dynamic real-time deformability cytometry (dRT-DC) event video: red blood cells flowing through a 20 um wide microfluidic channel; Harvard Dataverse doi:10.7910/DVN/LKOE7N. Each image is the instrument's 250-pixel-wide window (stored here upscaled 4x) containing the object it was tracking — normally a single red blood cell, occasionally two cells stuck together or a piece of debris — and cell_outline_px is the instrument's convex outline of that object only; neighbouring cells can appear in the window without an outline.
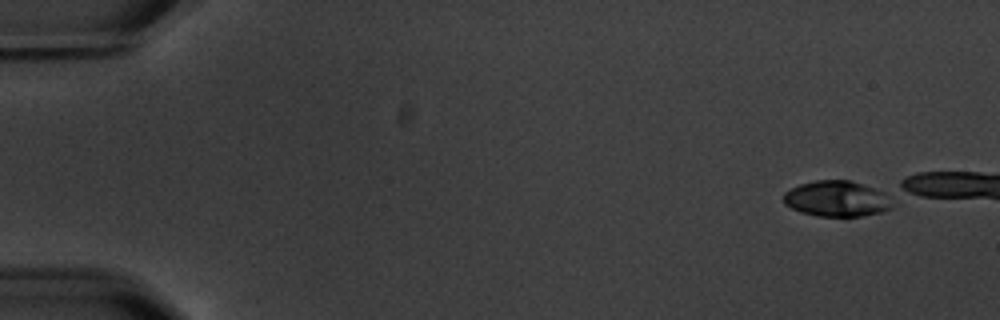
{"species": "common noctule bat (a hibernating species)", "species_latin": "Nyctalus noctula", "temperature_condition": "warm", "stored_images_in_passage": 1, "camera_frame_rate_fps": 3000, "um_per_image_px": 0.085, "animal": {"sex": "male", "body_mass_g": 20.1, "forearm_length_mm": 53.5}, "frame": {"image": 1, "passage_image": 1, "time_ms": 0.0, "image_size_px": [1000, 320], "cell_outline_px": [[892, 208], [884, 212], [864, 216], [816, 216], [800, 212], [784, 204], [784, 192], [800, 184], [816, 180], [848, 180], [872, 188], [880, 192]], "centroid_in_image_um": [71.03, 16.91], "position_along_channel_um": 14.0, "area_um2": 22.14}}